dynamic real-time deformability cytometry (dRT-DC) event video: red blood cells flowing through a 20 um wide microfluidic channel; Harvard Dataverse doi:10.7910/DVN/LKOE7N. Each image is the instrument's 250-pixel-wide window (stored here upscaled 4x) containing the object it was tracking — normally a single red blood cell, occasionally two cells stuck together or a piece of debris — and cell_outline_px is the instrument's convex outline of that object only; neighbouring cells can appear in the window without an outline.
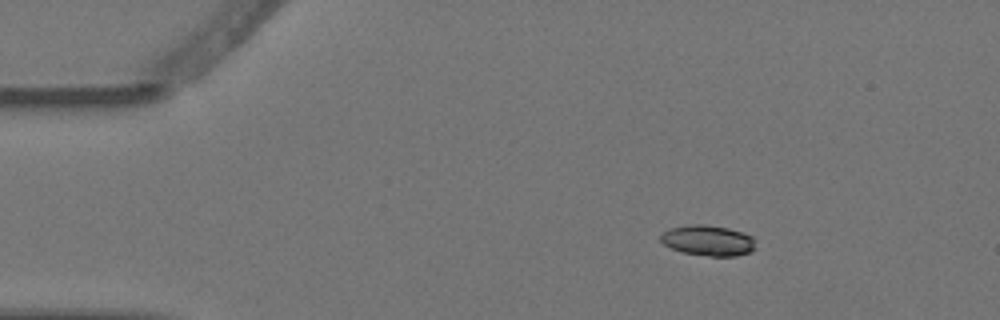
{"species": "Egyptian fruit bat (a non-hibernating species)", "species_latin": "Rousettus aegyptiacus", "temperature_condition": "warm", "stored_images_in_passage": 4, "camera_frame_rate_fps": 3000, "um_per_image_px": 0.085, "animal": {"sex": "female"}, "frame": {"image": 1, "passage_image": 1, "time_ms": 0.0, "image_size_px": [1000, 320], "cell_outline_px": [[756, 248], [752, 252], [736, 256], [708, 256], [684, 252], [672, 248], [664, 244], [660, 240], [660, 236], [668, 228], [688, 224], [704, 224], [728, 228], [752, 236], [756, 240]], "centroid_in_image_um": [60.21, 20.44], "position_along_channel_um": 24.8, "area_um2": 17.05}}
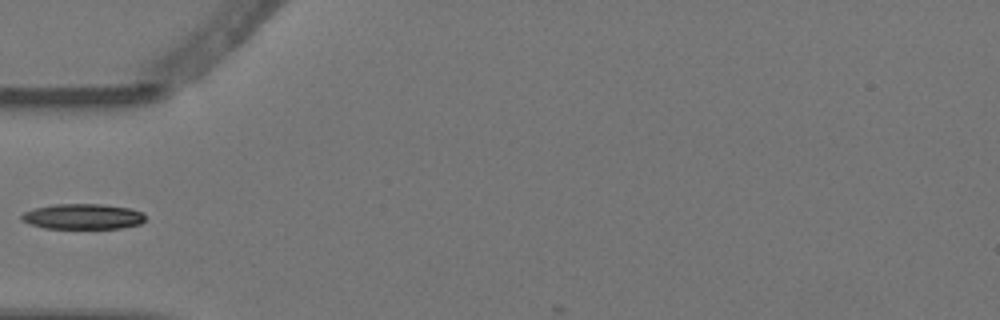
{"frame": {"image": 2, "passage_image": 4, "time_ms": 1.0, "image_size_px": [1000, 320], "cell_outline_px": [[144, 220], [140, 224], [120, 228], [44, 228], [20, 220], [20, 216], [24, 212], [36, 208], [56, 204], [100, 204], [132, 208], [140, 212], [144, 216]], "centroid_in_image_um": [7.03, 18.4], "position_along_channel_um": 78.0, "area_um2": 18.15}}